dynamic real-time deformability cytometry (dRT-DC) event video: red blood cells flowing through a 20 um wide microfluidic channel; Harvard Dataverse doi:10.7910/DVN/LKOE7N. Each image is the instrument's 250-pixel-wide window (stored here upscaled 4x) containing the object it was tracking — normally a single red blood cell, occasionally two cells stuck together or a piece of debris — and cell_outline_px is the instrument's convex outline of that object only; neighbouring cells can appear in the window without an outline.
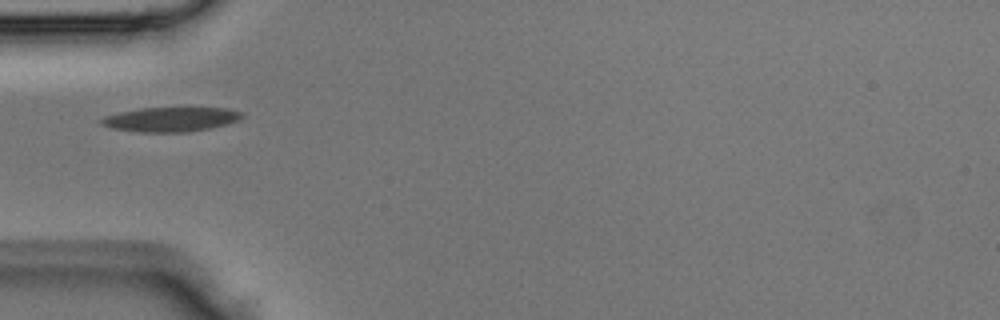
{"species": "Egyptian fruit bat (a non-hibernating species)", "species_latin": "Rousettus aegyptiacus", "temperature_condition": "room temperature", "stored_images_in_passage": 1, "camera_frame_rate_fps": 3000, "um_per_image_px": 0.085, "animal": {"sex": "male"}, "frame": {"image": 1, "passage_image": 1, "time_ms": 0.0, "image_size_px": [1000, 320], "cell_outline_px": [[244, 116], [228, 124], [188, 132], [136, 132], [112, 128], [100, 124], [100, 120], [104, 116], [120, 112], [140, 108], [228, 108], [244, 112]], "centroid_in_image_um": [14.51, 10.14], "position_along_channel_um": 70.5, "area_um2": 20.06}}